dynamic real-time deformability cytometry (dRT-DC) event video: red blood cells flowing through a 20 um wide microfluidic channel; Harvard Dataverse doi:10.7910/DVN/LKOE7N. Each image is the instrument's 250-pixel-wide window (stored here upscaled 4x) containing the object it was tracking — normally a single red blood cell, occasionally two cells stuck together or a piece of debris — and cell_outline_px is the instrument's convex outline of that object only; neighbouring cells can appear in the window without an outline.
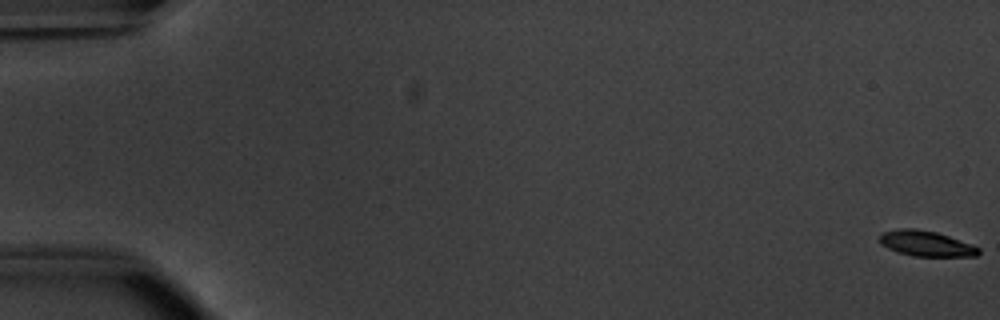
{"species": "common noctule bat (a hibernating species)", "species_latin": "Nyctalus noctula", "temperature_condition": "warm", "stored_images_in_passage": 8, "camera_frame_rate_fps": 3000, "um_per_image_px": 0.085, "animal": {"sex": "male", "body_mass_g": 20.1, "forearm_length_mm": 53.5}, "frame": {"image": 1, "passage_image": 1, "time_ms": 0.0, "image_size_px": [1000, 320], "cell_outline_px": [[980, 252], [976, 256], [912, 256], [896, 252], [880, 244], [880, 232], [900, 228], [916, 228], [936, 232], [972, 244], [980, 248]], "centroid_in_image_um": [78.69, 20.69], "position_along_channel_um": 6.3, "area_um2": 14.8}}